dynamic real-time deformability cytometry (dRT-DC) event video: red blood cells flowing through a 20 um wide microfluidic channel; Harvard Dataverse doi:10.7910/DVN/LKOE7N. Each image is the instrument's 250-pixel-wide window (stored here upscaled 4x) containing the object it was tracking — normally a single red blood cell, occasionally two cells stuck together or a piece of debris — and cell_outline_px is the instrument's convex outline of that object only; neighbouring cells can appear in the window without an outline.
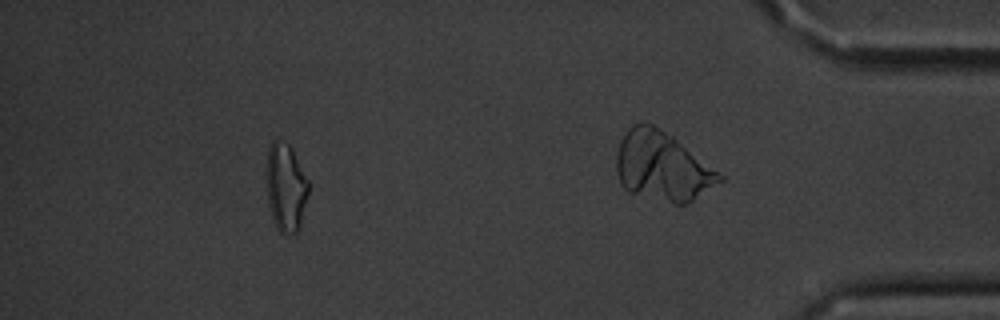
{"species": "common noctule bat (a hibernating species)", "species_latin": "Nyctalus noctula", "temperature_condition": "cold", "stored_images_in_passage": 42, "camera_frame_rate_fps": 3000, "um_per_image_px": 0.085, "animal": {"sex": "male", "body_mass_g": 20.1, "forearm_length_mm": 53.5}, "frame": {"image": 1, "passage_image": 36, "time_ms": 11.667, "image_size_px": [1000, 320], "cell_outline_px": [[308, 196], [300, 228], [296, 232], [280, 232], [276, 228], [272, 220], [268, 204], [264, 172], [268, 148], [272, 140], [276, 136], [288, 144], [292, 148], [308, 180]], "centroid_in_image_um": [24.25, 15.87], "position_along_channel_um": 411.0, "area_um2": 22.31}}